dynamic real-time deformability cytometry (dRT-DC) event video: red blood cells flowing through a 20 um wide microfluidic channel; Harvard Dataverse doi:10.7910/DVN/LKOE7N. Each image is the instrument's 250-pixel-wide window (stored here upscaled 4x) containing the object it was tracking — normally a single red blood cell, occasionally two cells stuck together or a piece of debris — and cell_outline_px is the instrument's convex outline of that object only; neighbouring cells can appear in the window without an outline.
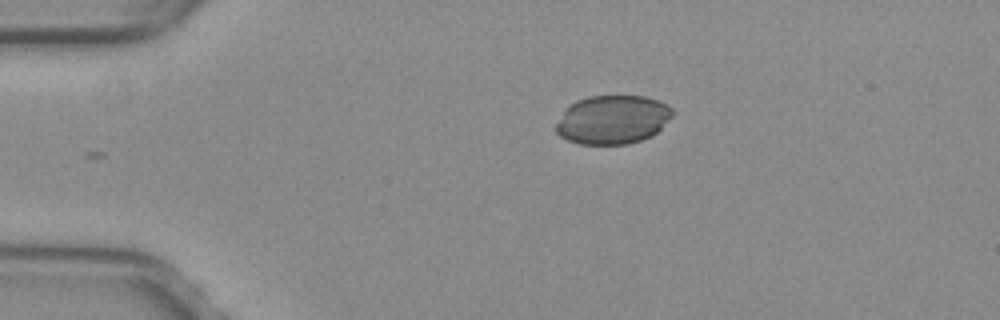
{"species": "common noctule bat (a hibernating species)", "species_latin": "Nyctalus noctula", "temperature_condition": "warm", "stored_images_in_passage": 31, "camera_frame_rate_fps": 3000, "um_per_image_px": 0.085, "animal": {"sex": "female", "body_mass_g": 29.2, "forearm_length_mm": 56.3}, "frame": {"image": 1, "passage_image": 1, "time_ms": 0.0, "image_size_px": [1000, 320], "cell_outline_px": [[672, 116], [652, 136], [628, 144], [580, 144], [568, 140], [560, 136], [556, 132], [556, 124], [564, 112], [576, 100], [588, 96], [644, 96], [668, 104], [672, 108]], "centroid_in_image_um": [52.08, 10.17], "position_along_channel_um": 32.9, "area_um2": 32.83}}